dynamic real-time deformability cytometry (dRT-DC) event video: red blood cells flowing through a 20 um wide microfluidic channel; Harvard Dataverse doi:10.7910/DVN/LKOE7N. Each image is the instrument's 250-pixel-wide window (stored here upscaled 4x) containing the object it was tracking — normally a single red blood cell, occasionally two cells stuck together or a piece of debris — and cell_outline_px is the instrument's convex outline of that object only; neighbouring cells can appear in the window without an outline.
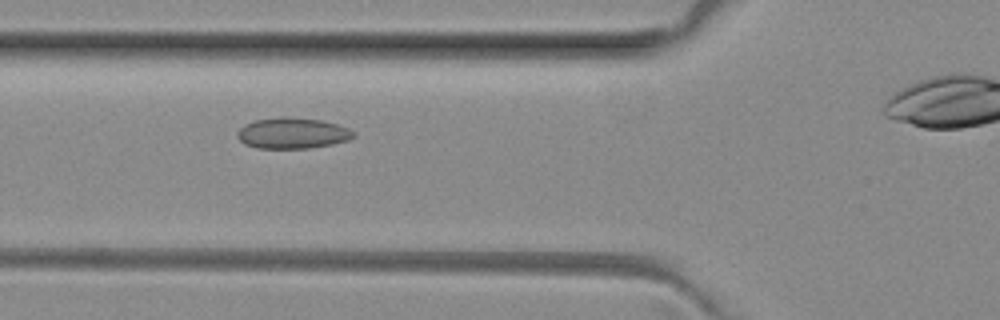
{"species": "common noctule bat (a hibernating species)", "species_latin": "Nyctalus noctula", "temperature_condition": "room temperature", "stored_images_in_passage": 31, "camera_frame_rate_fps": 3000, "um_per_image_px": 0.085, "animal": {"sex": "female", "body_mass_g": 29.2, "forearm_length_mm": 56.3}, "frame": {"image": 1, "passage_image": 5, "time_ms": 1.333, "image_size_px": [1000, 320], "cell_outline_px": [[356, 136], [348, 140], [332, 144], [308, 148], [256, 148], [244, 144], [236, 136], [236, 132], [244, 124], [256, 120], [280, 116], [288, 116], [320, 120], [336, 124], [348, 128], [356, 132]], "centroid_in_image_um": [24.84, 11.31], "position_along_channel_um": 101.0, "area_um2": 21.1}}
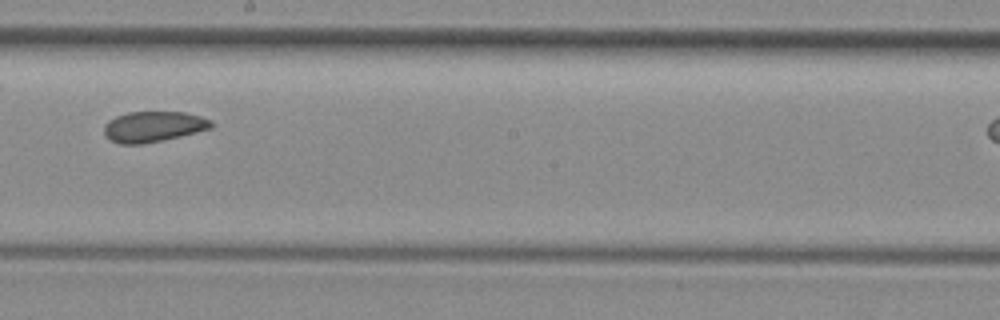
{"frame": {"image": 2, "passage_image": 15, "time_ms": 4.667, "image_size_px": [1000, 320], "cell_outline_px": [[216, 124], [212, 128], [164, 140], [144, 144], [120, 144], [112, 140], [104, 132], [104, 124], [108, 120], [116, 116], [128, 112], [184, 112], [200, 116], [212, 120]], "centroid_in_image_um": [13.07, 10.76], "position_along_channel_um": 235.1, "area_um2": 19.19}}
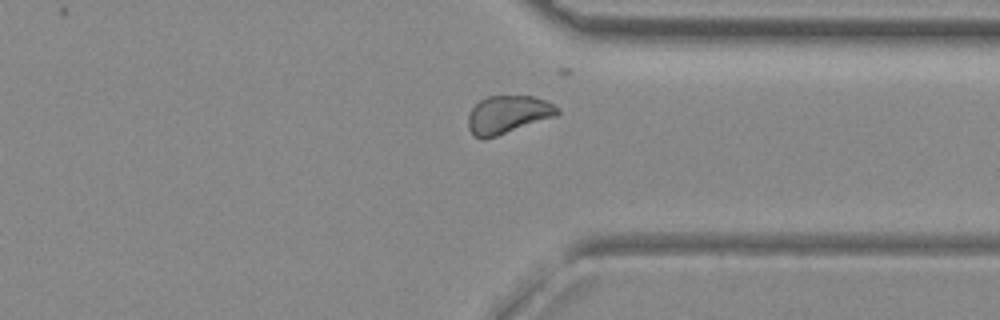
{"frame": {"image": 3, "passage_image": 25, "time_ms": 8.0, "image_size_px": [1000, 320], "cell_outline_px": [[560, 112], [556, 116], [484, 140], [480, 140], [468, 128], [468, 116], [472, 108], [480, 100], [488, 96], [532, 96], [544, 100], [560, 108]], "centroid_in_image_um": [43.16, 9.74], "position_along_channel_um": 368.2, "area_um2": 19.59}, "authors_computed_cell_mechanics": {"area_um2": 19.5942, "velocity_mm_per_s": 4.0271, "shape_relaxation_time_tau1_ms": null, "shape_relaxation_time_tau2_ms": 2.7148, "deformation_change_tau1": null, "deformation_change_tau2": 0.0718}}